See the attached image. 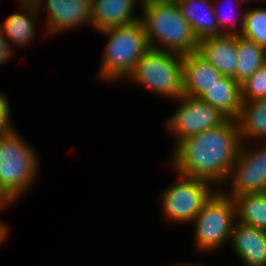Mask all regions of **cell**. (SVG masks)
I'll return each instance as SVG.
<instances>
[{"label":"cell","instance_id":"cell-20","mask_svg":"<svg viewBox=\"0 0 266 266\" xmlns=\"http://www.w3.org/2000/svg\"><path fill=\"white\" fill-rule=\"evenodd\" d=\"M233 199L238 222L266 230V193L240 194Z\"/></svg>","mask_w":266,"mask_h":266},{"label":"cell","instance_id":"cell-29","mask_svg":"<svg viewBox=\"0 0 266 266\" xmlns=\"http://www.w3.org/2000/svg\"><path fill=\"white\" fill-rule=\"evenodd\" d=\"M179 0H140L141 4H148V3H177Z\"/></svg>","mask_w":266,"mask_h":266},{"label":"cell","instance_id":"cell-25","mask_svg":"<svg viewBox=\"0 0 266 266\" xmlns=\"http://www.w3.org/2000/svg\"><path fill=\"white\" fill-rule=\"evenodd\" d=\"M13 48L10 46L9 42L2 36L0 32V65L7 62L9 57L13 54Z\"/></svg>","mask_w":266,"mask_h":266},{"label":"cell","instance_id":"cell-14","mask_svg":"<svg viewBox=\"0 0 266 266\" xmlns=\"http://www.w3.org/2000/svg\"><path fill=\"white\" fill-rule=\"evenodd\" d=\"M138 0H92L91 25L100 32L110 27L133 24L141 19L135 16ZM140 3V0H139Z\"/></svg>","mask_w":266,"mask_h":266},{"label":"cell","instance_id":"cell-22","mask_svg":"<svg viewBox=\"0 0 266 266\" xmlns=\"http://www.w3.org/2000/svg\"><path fill=\"white\" fill-rule=\"evenodd\" d=\"M241 102L266 99V63L240 84Z\"/></svg>","mask_w":266,"mask_h":266},{"label":"cell","instance_id":"cell-16","mask_svg":"<svg viewBox=\"0 0 266 266\" xmlns=\"http://www.w3.org/2000/svg\"><path fill=\"white\" fill-rule=\"evenodd\" d=\"M199 98L228 118L236 119L239 116L242 104L240 84L232 77L222 76Z\"/></svg>","mask_w":266,"mask_h":266},{"label":"cell","instance_id":"cell-24","mask_svg":"<svg viewBox=\"0 0 266 266\" xmlns=\"http://www.w3.org/2000/svg\"><path fill=\"white\" fill-rule=\"evenodd\" d=\"M9 103L5 95L0 93V136L14 130L9 120Z\"/></svg>","mask_w":266,"mask_h":266},{"label":"cell","instance_id":"cell-13","mask_svg":"<svg viewBox=\"0 0 266 266\" xmlns=\"http://www.w3.org/2000/svg\"><path fill=\"white\" fill-rule=\"evenodd\" d=\"M197 52L208 60L223 76L236 80L238 54L236 35L222 34L199 41Z\"/></svg>","mask_w":266,"mask_h":266},{"label":"cell","instance_id":"cell-2","mask_svg":"<svg viewBox=\"0 0 266 266\" xmlns=\"http://www.w3.org/2000/svg\"><path fill=\"white\" fill-rule=\"evenodd\" d=\"M140 6L143 11L140 17L150 48L183 56L197 51L199 41L177 3L160 2Z\"/></svg>","mask_w":266,"mask_h":266},{"label":"cell","instance_id":"cell-15","mask_svg":"<svg viewBox=\"0 0 266 266\" xmlns=\"http://www.w3.org/2000/svg\"><path fill=\"white\" fill-rule=\"evenodd\" d=\"M212 0H179L182 16L191 25L198 41L220 35Z\"/></svg>","mask_w":266,"mask_h":266},{"label":"cell","instance_id":"cell-8","mask_svg":"<svg viewBox=\"0 0 266 266\" xmlns=\"http://www.w3.org/2000/svg\"><path fill=\"white\" fill-rule=\"evenodd\" d=\"M175 100L181 104L175 113L168 117L166 123L171 134L174 137L176 135L177 145L189 137L221 125L228 119L219 109L200 98L183 94Z\"/></svg>","mask_w":266,"mask_h":266},{"label":"cell","instance_id":"cell-4","mask_svg":"<svg viewBox=\"0 0 266 266\" xmlns=\"http://www.w3.org/2000/svg\"><path fill=\"white\" fill-rule=\"evenodd\" d=\"M15 129L0 136V182L16 200L37 176L39 159Z\"/></svg>","mask_w":266,"mask_h":266},{"label":"cell","instance_id":"cell-11","mask_svg":"<svg viewBox=\"0 0 266 266\" xmlns=\"http://www.w3.org/2000/svg\"><path fill=\"white\" fill-rule=\"evenodd\" d=\"M230 244L245 266H266V230L236 221Z\"/></svg>","mask_w":266,"mask_h":266},{"label":"cell","instance_id":"cell-23","mask_svg":"<svg viewBox=\"0 0 266 266\" xmlns=\"http://www.w3.org/2000/svg\"><path fill=\"white\" fill-rule=\"evenodd\" d=\"M222 9L218 10V9H216V7L214 5V11H215L217 24H218L219 29H220V35H222V34L240 35L242 32V29H243V25H244V11H243V13L242 12L239 13L241 17H240V20H237L236 16L235 17L233 16L234 14L232 15L231 12H229V15H228L224 11L222 12ZM231 10H233V9H231ZM231 15L233 16V18ZM237 21H239V23H238V26L240 25L239 28H237V23H236ZM228 23H229V25H228ZM227 29H229V30H227Z\"/></svg>","mask_w":266,"mask_h":266},{"label":"cell","instance_id":"cell-21","mask_svg":"<svg viewBox=\"0 0 266 266\" xmlns=\"http://www.w3.org/2000/svg\"><path fill=\"white\" fill-rule=\"evenodd\" d=\"M242 37L266 49V8H253L244 12Z\"/></svg>","mask_w":266,"mask_h":266},{"label":"cell","instance_id":"cell-7","mask_svg":"<svg viewBox=\"0 0 266 266\" xmlns=\"http://www.w3.org/2000/svg\"><path fill=\"white\" fill-rule=\"evenodd\" d=\"M178 179L163 191L162 209L169 221L186 224L194 220L204 203L217 189L208 181L180 173Z\"/></svg>","mask_w":266,"mask_h":266},{"label":"cell","instance_id":"cell-26","mask_svg":"<svg viewBox=\"0 0 266 266\" xmlns=\"http://www.w3.org/2000/svg\"><path fill=\"white\" fill-rule=\"evenodd\" d=\"M16 200L7 192V190L2 186L0 182V209L13 204Z\"/></svg>","mask_w":266,"mask_h":266},{"label":"cell","instance_id":"cell-17","mask_svg":"<svg viewBox=\"0 0 266 266\" xmlns=\"http://www.w3.org/2000/svg\"><path fill=\"white\" fill-rule=\"evenodd\" d=\"M20 9V13H12L0 24V32L11 47L30 45L36 31L34 24L39 20L37 8Z\"/></svg>","mask_w":266,"mask_h":266},{"label":"cell","instance_id":"cell-30","mask_svg":"<svg viewBox=\"0 0 266 266\" xmlns=\"http://www.w3.org/2000/svg\"><path fill=\"white\" fill-rule=\"evenodd\" d=\"M233 1L238 2V3L240 4V2H241V3L244 2V1H245V2H248V1H249V2H250V1H253V0H233ZM254 1H260V2L263 1V2H265L266 0H254Z\"/></svg>","mask_w":266,"mask_h":266},{"label":"cell","instance_id":"cell-1","mask_svg":"<svg viewBox=\"0 0 266 266\" xmlns=\"http://www.w3.org/2000/svg\"><path fill=\"white\" fill-rule=\"evenodd\" d=\"M241 145L236 119L189 137L173 149L176 173L224 185L228 181Z\"/></svg>","mask_w":266,"mask_h":266},{"label":"cell","instance_id":"cell-3","mask_svg":"<svg viewBox=\"0 0 266 266\" xmlns=\"http://www.w3.org/2000/svg\"><path fill=\"white\" fill-rule=\"evenodd\" d=\"M100 33L108 37V43L104 47L98 76L108 82L128 78L141 56L150 49L142 20L110 27Z\"/></svg>","mask_w":266,"mask_h":266},{"label":"cell","instance_id":"cell-5","mask_svg":"<svg viewBox=\"0 0 266 266\" xmlns=\"http://www.w3.org/2000/svg\"><path fill=\"white\" fill-rule=\"evenodd\" d=\"M127 80L141 83L165 98L176 99L183 95V55L150 48Z\"/></svg>","mask_w":266,"mask_h":266},{"label":"cell","instance_id":"cell-27","mask_svg":"<svg viewBox=\"0 0 266 266\" xmlns=\"http://www.w3.org/2000/svg\"><path fill=\"white\" fill-rule=\"evenodd\" d=\"M21 8H37L41 0H18Z\"/></svg>","mask_w":266,"mask_h":266},{"label":"cell","instance_id":"cell-28","mask_svg":"<svg viewBox=\"0 0 266 266\" xmlns=\"http://www.w3.org/2000/svg\"><path fill=\"white\" fill-rule=\"evenodd\" d=\"M9 231L7 225L4 224L3 221L0 220V244H2L8 236Z\"/></svg>","mask_w":266,"mask_h":266},{"label":"cell","instance_id":"cell-12","mask_svg":"<svg viewBox=\"0 0 266 266\" xmlns=\"http://www.w3.org/2000/svg\"><path fill=\"white\" fill-rule=\"evenodd\" d=\"M223 75L200 53L183 56V94L199 98Z\"/></svg>","mask_w":266,"mask_h":266},{"label":"cell","instance_id":"cell-10","mask_svg":"<svg viewBox=\"0 0 266 266\" xmlns=\"http://www.w3.org/2000/svg\"><path fill=\"white\" fill-rule=\"evenodd\" d=\"M44 5L47 10L46 34H57L91 23L92 0H41L37 10L40 12Z\"/></svg>","mask_w":266,"mask_h":266},{"label":"cell","instance_id":"cell-31","mask_svg":"<svg viewBox=\"0 0 266 266\" xmlns=\"http://www.w3.org/2000/svg\"><path fill=\"white\" fill-rule=\"evenodd\" d=\"M175 266V265H174ZM176 266H197V265H191V264H180V265H176ZM200 266V265H199Z\"/></svg>","mask_w":266,"mask_h":266},{"label":"cell","instance_id":"cell-9","mask_svg":"<svg viewBox=\"0 0 266 266\" xmlns=\"http://www.w3.org/2000/svg\"><path fill=\"white\" fill-rule=\"evenodd\" d=\"M263 143L264 145L252 150L241 142L228 178L231 183V192L226 193L228 196L234 198L240 194L266 193V144Z\"/></svg>","mask_w":266,"mask_h":266},{"label":"cell","instance_id":"cell-19","mask_svg":"<svg viewBox=\"0 0 266 266\" xmlns=\"http://www.w3.org/2000/svg\"><path fill=\"white\" fill-rule=\"evenodd\" d=\"M236 47V81L241 84L266 63V49L241 35H236Z\"/></svg>","mask_w":266,"mask_h":266},{"label":"cell","instance_id":"cell-6","mask_svg":"<svg viewBox=\"0 0 266 266\" xmlns=\"http://www.w3.org/2000/svg\"><path fill=\"white\" fill-rule=\"evenodd\" d=\"M226 192L219 186L192 221L196 226L195 244L199 251L212 252L231 240L237 220L236 205Z\"/></svg>","mask_w":266,"mask_h":266},{"label":"cell","instance_id":"cell-18","mask_svg":"<svg viewBox=\"0 0 266 266\" xmlns=\"http://www.w3.org/2000/svg\"><path fill=\"white\" fill-rule=\"evenodd\" d=\"M236 122L241 142L258 138L266 143V99L242 102Z\"/></svg>","mask_w":266,"mask_h":266}]
</instances>
